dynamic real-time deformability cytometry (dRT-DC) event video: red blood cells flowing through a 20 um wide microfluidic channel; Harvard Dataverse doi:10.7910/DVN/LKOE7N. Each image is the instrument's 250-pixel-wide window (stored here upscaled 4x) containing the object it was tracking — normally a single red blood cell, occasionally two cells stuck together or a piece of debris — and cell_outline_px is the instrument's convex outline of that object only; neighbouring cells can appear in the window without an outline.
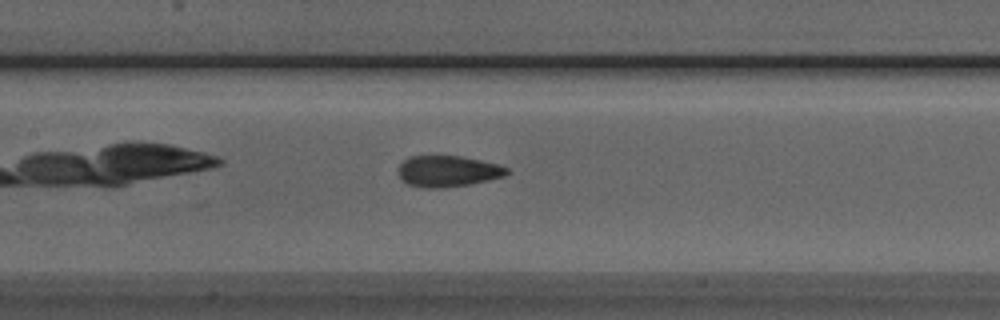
{"species": "Egyptian fruit bat (a non-hibernating species)", "species_latin": "Rousettus aegyptiacus", "temperature_condition": "room temperature", "stored_images_in_passage": 15, "camera_frame_rate_fps": 3000, "um_per_image_px": 0.085, "animal": {"sex": "male"}, "frame": {"image": 1, "passage_image": 11, "time_ms": 3.333, "image_size_px": [1000, 320], "cell_outline_px": [[512, 172], [504, 176], [488, 180], [468, 184], [444, 188], [424, 188], [408, 184], [396, 172], [396, 168], [408, 156], [460, 156], [480, 160], [496, 164], [508, 168]], "centroid_in_image_um": [38.04, 14.55], "position_along_channel_um": 169.4, "area_um2": 19.77}}